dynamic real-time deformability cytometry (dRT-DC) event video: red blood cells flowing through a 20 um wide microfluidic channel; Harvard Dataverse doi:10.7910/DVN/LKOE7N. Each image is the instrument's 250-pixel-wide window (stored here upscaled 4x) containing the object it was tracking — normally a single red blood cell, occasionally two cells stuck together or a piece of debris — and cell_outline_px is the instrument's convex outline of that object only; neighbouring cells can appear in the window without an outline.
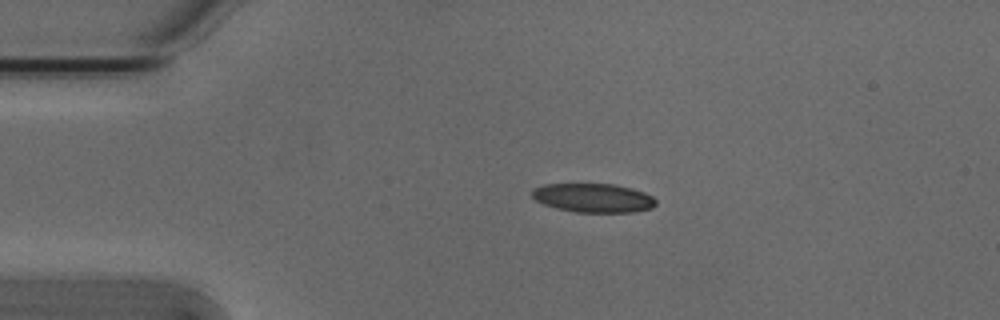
{"species": "Egyptian fruit bat (a non-hibernating species)", "species_latin": "Rousettus aegyptiacus", "temperature_condition": "cold", "stored_images_in_passage": 16, "camera_frame_rate_fps": 3000, "um_per_image_px": 0.085, "animal": {"sex": "male"}, "frame": {"image": 1, "passage_image": 11, "time_ms": 3.333, "image_size_px": [1000, 320], "cell_outline_px": [[656, 204], [652, 208], [632, 212], [576, 212], [556, 208], [544, 204], [536, 200], [532, 196], [532, 188], [544, 184], [616, 184], [632, 188], [644, 192], [652, 196], [656, 200]], "centroid_in_image_um": [50.43, 16.81], "position_along_channel_um": 34.6, "area_um2": 20.92}}